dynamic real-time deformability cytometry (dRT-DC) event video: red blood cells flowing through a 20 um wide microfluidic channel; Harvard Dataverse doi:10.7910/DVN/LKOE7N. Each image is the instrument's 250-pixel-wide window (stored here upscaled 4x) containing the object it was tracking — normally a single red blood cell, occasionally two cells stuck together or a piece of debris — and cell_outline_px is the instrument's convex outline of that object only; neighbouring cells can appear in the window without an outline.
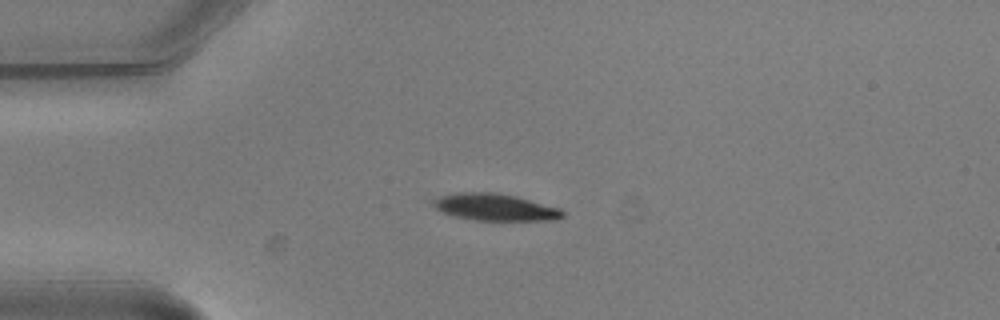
{"species": "common noctule bat (a hibernating species)", "species_latin": "Nyctalus noctula", "temperature_condition": "warm", "stored_images_in_passage": 7, "camera_frame_rate_fps": 3000, "um_per_image_px": 0.085, "animal": {"sex": "male", "body_mass_g": 20.5, "forearm_length_mm": 52.5}, "frame": {"image": 1, "passage_image": 3, "time_ms": 0.667, "image_size_px": [1000, 320], "cell_outline_px": [[564, 216], [556, 220], [476, 220], [452, 216], [436, 208], [432, 204], [432, 200], [440, 196], [456, 192], [496, 192], [516, 196], [560, 208], [564, 212]], "centroid_in_image_um": [42.08, 17.6], "position_along_channel_um": 42.9, "area_um2": 20.35}}
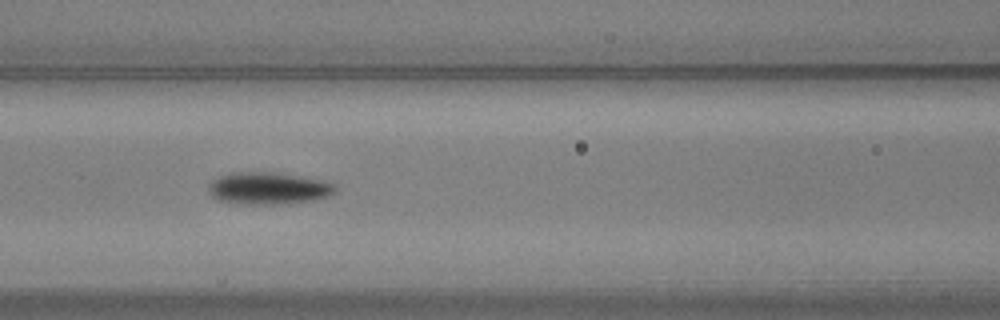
{"frame": {"image": 2, "passage_image": 6, "time_ms": 1.667, "image_size_px": [1000, 320], "cell_outline_px": [[336, 192], [328, 196], [312, 200], [280, 204], [240, 204], [216, 200], [208, 192], [208, 184], [212, 180], [220, 176], [232, 172], [280, 172], [324, 180], [332, 184], [336, 188]], "centroid_in_image_um": [22.78, 16.0], "position_along_channel_um": 143.8, "area_um2": 23.99}}
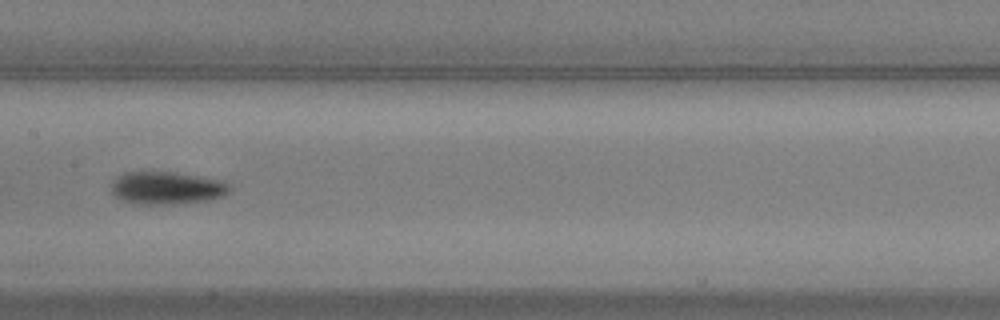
{"frame": {"image": 3, "passage_image": 7, "time_ms": 2.0, "image_size_px": [1000, 320], "cell_outline_px": [[232, 188], [224, 196], [212, 200], [176, 204], [136, 204], [120, 200], [112, 192], [112, 180], [116, 176], [124, 172], [148, 168], [176, 172], [224, 180], [232, 184]], "centroid_in_image_um": [14.18, 15.93], "position_along_channel_um": 193.2, "area_um2": 23.81}}